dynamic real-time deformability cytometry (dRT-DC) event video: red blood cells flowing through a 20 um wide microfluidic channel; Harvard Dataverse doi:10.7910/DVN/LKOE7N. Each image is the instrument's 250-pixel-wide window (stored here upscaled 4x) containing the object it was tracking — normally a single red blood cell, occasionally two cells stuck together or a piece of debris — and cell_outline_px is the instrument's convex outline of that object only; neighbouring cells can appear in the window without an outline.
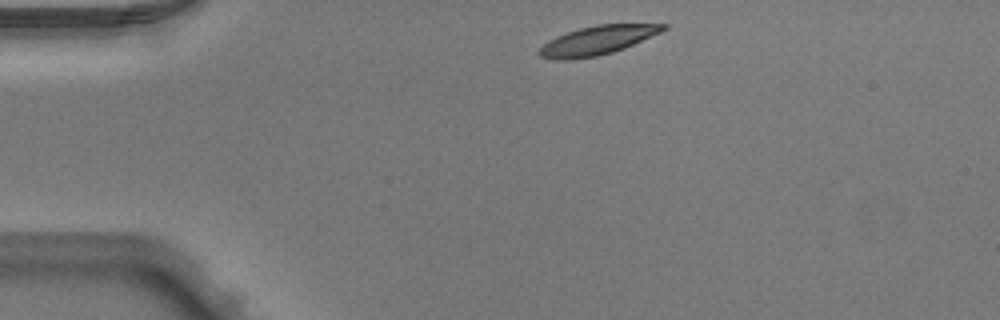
{"species": "Egyptian fruit bat (a non-hibernating species)", "species_latin": "Rousettus aegyptiacus", "temperature_condition": "warm", "stored_images_in_passage": 2, "camera_frame_rate_fps": 3000, "um_per_image_px": 0.085, "animal": {"sex": "male"}, "frame": {"image": 1, "passage_image": 1, "time_ms": 0.0, "image_size_px": [1000, 320], "cell_outline_px": [[668, 28], [660, 32], [624, 48], [612, 52], [596, 56], [568, 60], [552, 60], [540, 56], [536, 52], [548, 40], [556, 36], [580, 28], [596, 24], [668, 24]], "centroid_in_image_um": [50.73, 3.43], "position_along_channel_um": 34.3, "area_um2": 20.75}}